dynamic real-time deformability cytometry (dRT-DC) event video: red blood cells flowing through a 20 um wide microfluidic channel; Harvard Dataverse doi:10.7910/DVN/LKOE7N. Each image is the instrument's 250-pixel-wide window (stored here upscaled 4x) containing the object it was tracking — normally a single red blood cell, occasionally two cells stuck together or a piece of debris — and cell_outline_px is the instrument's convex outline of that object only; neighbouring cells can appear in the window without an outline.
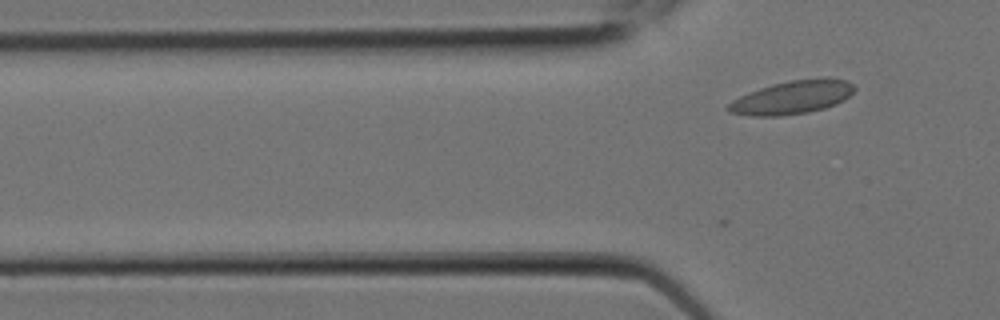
{"species": "Egyptian fruit bat (a non-hibernating species)", "species_latin": "Rousettus aegyptiacus", "temperature_condition": "room temperature", "stored_images_in_passage": 8, "segment_of_instrument_passage": [2, 2], "camera_frame_rate_fps": 3000, "um_per_image_px": 0.085, "animal": {"sex": "female"}, "frame": {"image": 1, "passage_image": 8, "time_ms": 2.333, "image_size_px": [1000, 320], "cell_outline_px": [[856, 88], [844, 100], [836, 104], [824, 108], [808, 112], [780, 116], [748, 116], [728, 112], [724, 108], [732, 100], [740, 96], [760, 88], [772, 84], [788, 80], [824, 76], [828, 76], [848, 80]], "centroid_in_image_um": [67.35, 8.25], "position_along_channel_um": 58.5, "area_um2": 24.97}}